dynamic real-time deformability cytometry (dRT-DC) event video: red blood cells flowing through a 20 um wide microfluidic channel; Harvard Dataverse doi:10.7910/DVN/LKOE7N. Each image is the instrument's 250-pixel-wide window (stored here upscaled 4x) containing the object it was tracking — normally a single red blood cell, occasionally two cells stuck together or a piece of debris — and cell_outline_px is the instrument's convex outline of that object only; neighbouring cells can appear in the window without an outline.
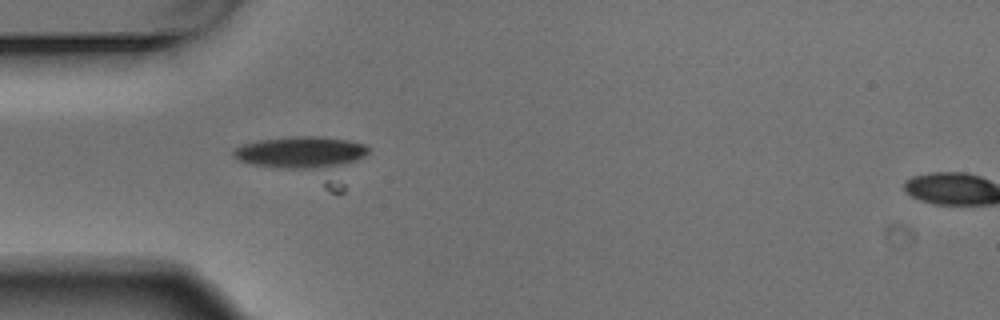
{"species": "Egyptian fruit bat (a non-hibernating species)", "species_latin": "Rousettus aegyptiacus", "temperature_condition": "warm", "stored_images_in_passage": 6, "segment_of_instrument_passage": [1, 2], "camera_frame_rate_fps": 3000, "um_per_image_px": 0.085, "animal": {"sex": "male"}, "frame": {"image": 1, "passage_image": 5, "time_ms": 1.333, "image_size_px": [1000, 320], "cell_outline_px": [[368, 152], [364, 156], [356, 160], [328, 168], [284, 168], [252, 164], [240, 160], [232, 156], [232, 152], [236, 148], [244, 144], [260, 140], [292, 136], [316, 136], [348, 140], [364, 144], [368, 148]], "centroid_in_image_um": [25.56, 12.93], "position_along_channel_um": 59.4, "area_um2": 24.51}}